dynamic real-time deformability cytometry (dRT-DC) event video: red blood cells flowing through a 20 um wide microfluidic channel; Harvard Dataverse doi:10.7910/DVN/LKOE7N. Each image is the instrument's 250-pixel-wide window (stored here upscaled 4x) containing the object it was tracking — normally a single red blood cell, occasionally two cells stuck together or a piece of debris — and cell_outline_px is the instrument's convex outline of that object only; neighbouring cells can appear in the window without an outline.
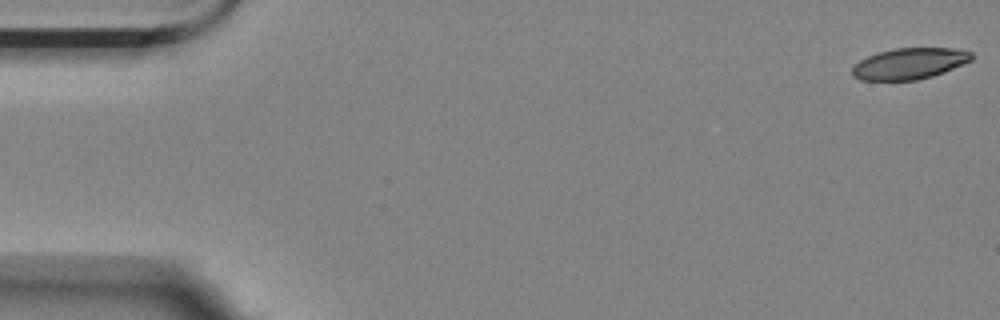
{"species": "Egyptian fruit bat (a non-hibernating species)", "species_latin": "Rousettus aegyptiacus", "temperature_condition": "room temperature", "stored_images_in_passage": 56, "camera_frame_rate_fps": 3000, "um_per_image_px": 0.085, "animal": {"sex": "female"}, "frame": {"image": 1, "passage_image": 1, "time_ms": 0.0, "image_size_px": [1000, 320], "cell_outline_px": [[972, 60], [944, 72], [932, 76], [916, 80], [860, 80], [852, 76], [852, 68], [860, 60], [868, 56], [892, 48], [952, 48], [972, 52]], "centroid_in_image_um": [77.3, 5.4], "position_along_channel_um": 7.7, "area_um2": 21.56}}
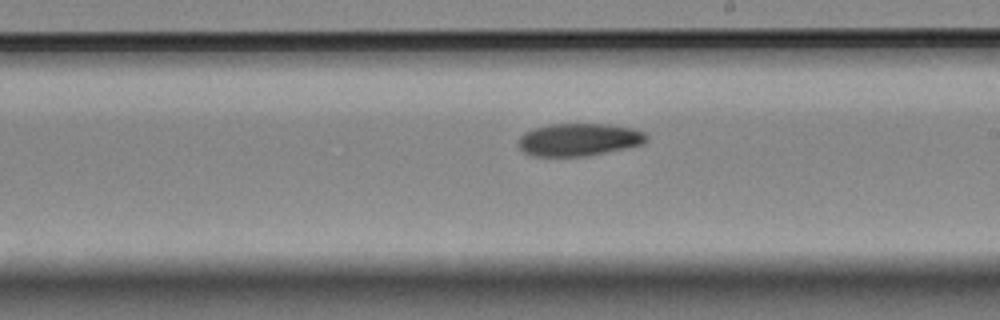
{"frame": {"image": 2, "passage_image": 32, "time_ms": 10.333, "image_size_px": [1000, 320], "cell_outline_px": [[648, 140], [644, 144], [588, 156], [532, 156], [524, 152], [520, 148], [520, 136], [524, 132], [532, 128], [552, 124], [608, 124], [632, 128], [644, 132], [648, 136]], "centroid_in_image_um": [49.23, 11.87], "position_along_channel_um": 239.8, "area_um2": 24.39}}
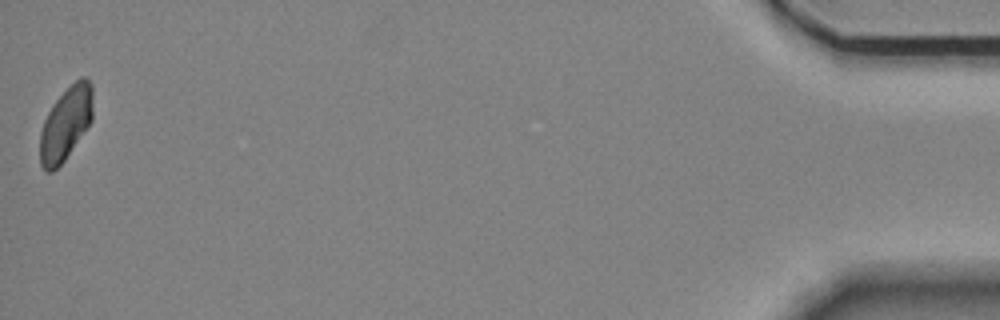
{"frame": {"image": 3, "passage_image": 56, "time_ms": 18.333, "image_size_px": [1000, 320], "cell_outline_px": [[92, 120], [64, 160], [52, 172], [48, 172], [40, 164], [40, 132], [44, 120], [52, 104], [76, 80], [84, 76], [88, 76], [92, 84]], "centroid_in_image_um": [5.59, 10.48], "position_along_channel_um": 429.6, "area_um2": 22.31}, "authors_computed_cell_mechanics": {"area_um2": 24.3627, "velocity_mm_per_s": 3.5426, "shape_relaxation_time_tau1_ms": 7.2449, "shape_relaxation_time_tau2_ms": null, "deformation_change_tau1": 0.1406, "deformation_change_tau2": null}}